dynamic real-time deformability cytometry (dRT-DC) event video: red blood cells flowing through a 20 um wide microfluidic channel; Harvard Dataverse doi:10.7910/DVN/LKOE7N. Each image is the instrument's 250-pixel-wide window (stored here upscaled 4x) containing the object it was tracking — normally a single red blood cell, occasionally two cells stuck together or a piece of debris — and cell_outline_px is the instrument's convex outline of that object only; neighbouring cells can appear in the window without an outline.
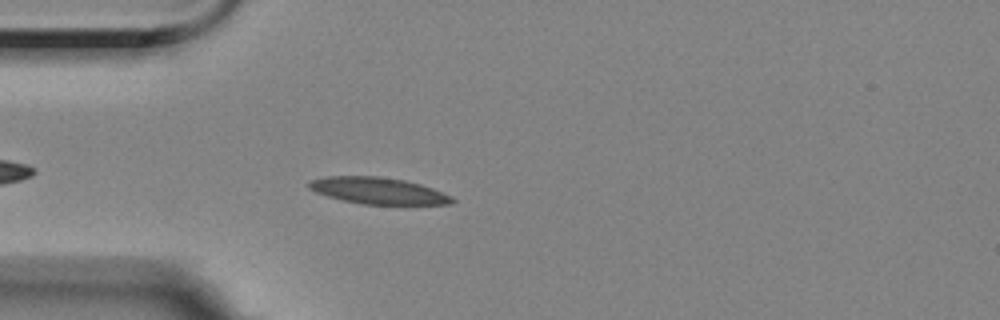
{"species": "Egyptian fruit bat (a non-hibernating species)", "species_latin": "Rousettus aegyptiacus", "temperature_condition": "room temperature", "stored_images_in_passage": 46, "camera_frame_rate_fps": 3000, "um_per_image_px": 0.085, "animal": {"sex": "female"}, "frame": {"image": 1, "passage_image": 5, "time_ms": 1.333, "image_size_px": [1000, 320], "cell_outline_px": [[456, 200], [452, 204], [364, 204], [344, 200], [328, 196], [316, 192], [308, 188], [308, 184], [312, 180], [328, 176], [380, 176], [404, 180], [420, 184], [432, 188], [452, 196]], "centroid_in_image_um": [32.17, 16.21], "position_along_channel_um": 52.8, "area_um2": 21.96}}
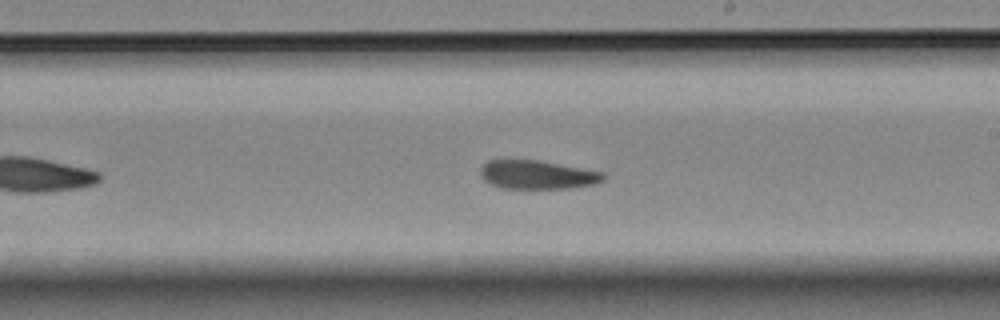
{"frame": {"image": 2, "passage_image": 22, "time_ms": 7.0, "image_size_px": [1000, 320], "cell_outline_px": [[604, 180], [592, 184], [568, 188], [500, 188], [484, 180], [480, 176], [480, 168], [488, 160], [540, 160], [604, 172]], "centroid_in_image_um": [45.65, 14.84], "position_along_channel_um": 243.4, "area_um2": 20.46}}
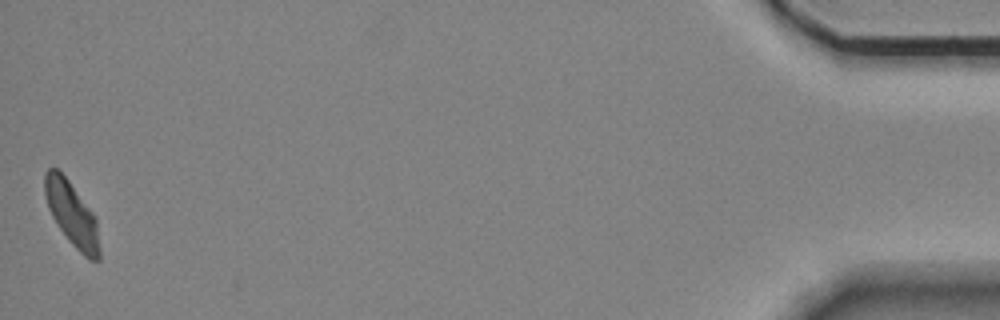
{"frame": {"image": 3, "passage_image": 46, "time_ms": 15.0, "image_size_px": [1000, 320], "cell_outline_px": [[100, 260], [88, 260], [68, 240], [52, 216], [48, 208], [44, 192], [44, 172], [48, 168], [56, 168], [68, 180], [96, 216], [100, 248]], "centroid_in_image_um": [6.12, 18.2], "position_along_channel_um": 429.1, "area_um2": 20.46}, "authors_computed_cell_mechanics": {"area_um2": 21.3282, "velocity_mm_per_s": 3.4804, "shape_relaxation_time_tau1_ms": 5.493, "shape_relaxation_time_tau2_ms": 3.0312, "deformation_change_tau1": 0.159, "deformation_change_tau2": 0.0918}}